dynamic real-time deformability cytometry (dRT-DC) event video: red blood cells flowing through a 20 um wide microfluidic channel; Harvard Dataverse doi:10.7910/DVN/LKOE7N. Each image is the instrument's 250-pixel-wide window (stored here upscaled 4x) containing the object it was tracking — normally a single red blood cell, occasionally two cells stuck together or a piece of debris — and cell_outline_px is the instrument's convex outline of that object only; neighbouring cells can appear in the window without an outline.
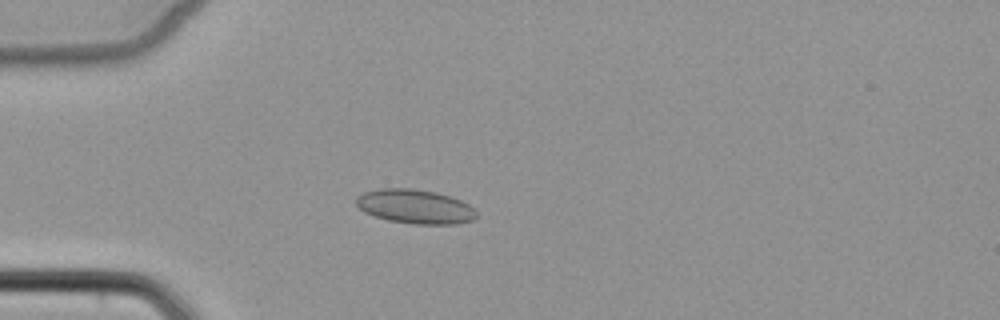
{"species": "common noctule bat (a hibernating species)", "species_latin": "Nyctalus noctula", "temperature_condition": "cold", "stored_images_in_passage": 5, "camera_frame_rate_fps": 3000, "um_per_image_px": 0.085, "animal": {"sex": "female", "body_mass_g": 22.7, "forearm_length_mm": 54.2}, "frame": {"image": 1, "passage_image": 5, "time_ms": 4.667, "image_size_px": [1000, 320], "cell_outline_px": [[476, 216], [472, 220], [456, 224], [412, 224], [388, 220], [364, 212], [356, 204], [356, 196], [364, 192], [380, 188], [412, 188], [436, 192], [460, 200], [468, 204], [476, 212]], "centroid_in_image_um": [35.25, 17.55], "position_along_channel_um": 49.7, "area_um2": 23.87}}